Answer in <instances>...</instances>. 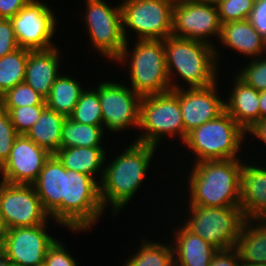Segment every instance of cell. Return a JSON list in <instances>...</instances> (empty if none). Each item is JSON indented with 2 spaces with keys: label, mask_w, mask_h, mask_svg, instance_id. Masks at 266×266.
<instances>
[{
  "label": "cell",
  "mask_w": 266,
  "mask_h": 266,
  "mask_svg": "<svg viewBox=\"0 0 266 266\" xmlns=\"http://www.w3.org/2000/svg\"><path fill=\"white\" fill-rule=\"evenodd\" d=\"M156 146L132 142L123 152L106 164L99 194L103 208L109 203L113 217L129 204L144 183ZM111 162V163H110Z\"/></svg>",
  "instance_id": "6da1fadb"
},
{
  "label": "cell",
  "mask_w": 266,
  "mask_h": 266,
  "mask_svg": "<svg viewBox=\"0 0 266 266\" xmlns=\"http://www.w3.org/2000/svg\"><path fill=\"white\" fill-rule=\"evenodd\" d=\"M163 41L171 90L208 87L217 82L220 70V50L217 47L173 35ZM176 76H180L176 79L181 78L186 85L175 81Z\"/></svg>",
  "instance_id": "7a4b0ae2"
},
{
  "label": "cell",
  "mask_w": 266,
  "mask_h": 266,
  "mask_svg": "<svg viewBox=\"0 0 266 266\" xmlns=\"http://www.w3.org/2000/svg\"><path fill=\"white\" fill-rule=\"evenodd\" d=\"M241 159L194 163L187 180L189 205L203 207L240 206Z\"/></svg>",
  "instance_id": "3957f363"
},
{
  "label": "cell",
  "mask_w": 266,
  "mask_h": 266,
  "mask_svg": "<svg viewBox=\"0 0 266 266\" xmlns=\"http://www.w3.org/2000/svg\"><path fill=\"white\" fill-rule=\"evenodd\" d=\"M129 43L125 42L123 51L114 61L119 65L128 63L130 88L141 97L171 91L164 41L136 40L132 52Z\"/></svg>",
  "instance_id": "277c9868"
},
{
  "label": "cell",
  "mask_w": 266,
  "mask_h": 266,
  "mask_svg": "<svg viewBox=\"0 0 266 266\" xmlns=\"http://www.w3.org/2000/svg\"><path fill=\"white\" fill-rule=\"evenodd\" d=\"M246 135V131L224 111L189 132L183 145L195 154V163L239 159Z\"/></svg>",
  "instance_id": "5b68a950"
},
{
  "label": "cell",
  "mask_w": 266,
  "mask_h": 266,
  "mask_svg": "<svg viewBox=\"0 0 266 266\" xmlns=\"http://www.w3.org/2000/svg\"><path fill=\"white\" fill-rule=\"evenodd\" d=\"M105 212L99 194V181L90 175L64 167L63 228L89 232Z\"/></svg>",
  "instance_id": "8992f818"
},
{
  "label": "cell",
  "mask_w": 266,
  "mask_h": 266,
  "mask_svg": "<svg viewBox=\"0 0 266 266\" xmlns=\"http://www.w3.org/2000/svg\"><path fill=\"white\" fill-rule=\"evenodd\" d=\"M138 128L141 135L135 137L136 142L158 147V143L166 140L167 136H179L183 143L185 129L179 97L172 90L142 97Z\"/></svg>",
  "instance_id": "52a82bcc"
},
{
  "label": "cell",
  "mask_w": 266,
  "mask_h": 266,
  "mask_svg": "<svg viewBox=\"0 0 266 266\" xmlns=\"http://www.w3.org/2000/svg\"><path fill=\"white\" fill-rule=\"evenodd\" d=\"M188 209L189 214L184 217L186 221L181 223L189 231L200 236L218 250H228L235 247L246 219L240 206L203 207L188 205Z\"/></svg>",
  "instance_id": "ba28073f"
},
{
  "label": "cell",
  "mask_w": 266,
  "mask_h": 266,
  "mask_svg": "<svg viewBox=\"0 0 266 266\" xmlns=\"http://www.w3.org/2000/svg\"><path fill=\"white\" fill-rule=\"evenodd\" d=\"M119 3L125 41H130V31L138 36L136 40H164L172 35L175 0H123Z\"/></svg>",
  "instance_id": "9c48e42d"
},
{
  "label": "cell",
  "mask_w": 266,
  "mask_h": 266,
  "mask_svg": "<svg viewBox=\"0 0 266 266\" xmlns=\"http://www.w3.org/2000/svg\"><path fill=\"white\" fill-rule=\"evenodd\" d=\"M85 1L86 12L83 17L92 48L113 63L126 42L122 30L121 6L116 4L111 7L104 0Z\"/></svg>",
  "instance_id": "30bf717a"
},
{
  "label": "cell",
  "mask_w": 266,
  "mask_h": 266,
  "mask_svg": "<svg viewBox=\"0 0 266 266\" xmlns=\"http://www.w3.org/2000/svg\"><path fill=\"white\" fill-rule=\"evenodd\" d=\"M221 30L222 22L215 4L175 0L172 17L173 36L205 42L216 47L211 37L220 39Z\"/></svg>",
  "instance_id": "8fae6325"
},
{
  "label": "cell",
  "mask_w": 266,
  "mask_h": 266,
  "mask_svg": "<svg viewBox=\"0 0 266 266\" xmlns=\"http://www.w3.org/2000/svg\"><path fill=\"white\" fill-rule=\"evenodd\" d=\"M43 1L30 0L11 18L17 42L31 51L56 47L51 41L56 33V16Z\"/></svg>",
  "instance_id": "7c38bea8"
},
{
  "label": "cell",
  "mask_w": 266,
  "mask_h": 266,
  "mask_svg": "<svg viewBox=\"0 0 266 266\" xmlns=\"http://www.w3.org/2000/svg\"><path fill=\"white\" fill-rule=\"evenodd\" d=\"M48 221L32 227L5 230L0 237V249L7 263L14 266H41L49 247L55 242L48 232Z\"/></svg>",
  "instance_id": "4fadbf2b"
},
{
  "label": "cell",
  "mask_w": 266,
  "mask_h": 266,
  "mask_svg": "<svg viewBox=\"0 0 266 266\" xmlns=\"http://www.w3.org/2000/svg\"><path fill=\"white\" fill-rule=\"evenodd\" d=\"M142 97L128 85L113 81L99 82L103 128L117 133L130 127L138 131Z\"/></svg>",
  "instance_id": "5bb4252c"
},
{
  "label": "cell",
  "mask_w": 266,
  "mask_h": 266,
  "mask_svg": "<svg viewBox=\"0 0 266 266\" xmlns=\"http://www.w3.org/2000/svg\"><path fill=\"white\" fill-rule=\"evenodd\" d=\"M0 209L5 230L45 224L50 218L33 185L0 181Z\"/></svg>",
  "instance_id": "9a60e30c"
},
{
  "label": "cell",
  "mask_w": 266,
  "mask_h": 266,
  "mask_svg": "<svg viewBox=\"0 0 266 266\" xmlns=\"http://www.w3.org/2000/svg\"><path fill=\"white\" fill-rule=\"evenodd\" d=\"M51 154L25 134L14 140L8 160L0 168L1 181L32 185Z\"/></svg>",
  "instance_id": "2e32d148"
},
{
  "label": "cell",
  "mask_w": 266,
  "mask_h": 266,
  "mask_svg": "<svg viewBox=\"0 0 266 266\" xmlns=\"http://www.w3.org/2000/svg\"><path fill=\"white\" fill-rule=\"evenodd\" d=\"M217 85L216 82L208 87L172 90L179 97L185 139L196 127L215 119L225 111V100L218 96Z\"/></svg>",
  "instance_id": "e0dca14e"
},
{
  "label": "cell",
  "mask_w": 266,
  "mask_h": 266,
  "mask_svg": "<svg viewBox=\"0 0 266 266\" xmlns=\"http://www.w3.org/2000/svg\"><path fill=\"white\" fill-rule=\"evenodd\" d=\"M44 210L57 226L63 225L64 166L54 155L46 160L36 181L32 184Z\"/></svg>",
  "instance_id": "ac0fdd59"
},
{
  "label": "cell",
  "mask_w": 266,
  "mask_h": 266,
  "mask_svg": "<svg viewBox=\"0 0 266 266\" xmlns=\"http://www.w3.org/2000/svg\"><path fill=\"white\" fill-rule=\"evenodd\" d=\"M264 167V164L243 161L240 172V208L246 219H266V167Z\"/></svg>",
  "instance_id": "d6986e66"
},
{
  "label": "cell",
  "mask_w": 266,
  "mask_h": 266,
  "mask_svg": "<svg viewBox=\"0 0 266 266\" xmlns=\"http://www.w3.org/2000/svg\"><path fill=\"white\" fill-rule=\"evenodd\" d=\"M60 57L57 46L48 50L30 51L28 54L24 82L44 99L60 75Z\"/></svg>",
  "instance_id": "ffe728a7"
},
{
  "label": "cell",
  "mask_w": 266,
  "mask_h": 266,
  "mask_svg": "<svg viewBox=\"0 0 266 266\" xmlns=\"http://www.w3.org/2000/svg\"><path fill=\"white\" fill-rule=\"evenodd\" d=\"M233 75V88L225 100V111L247 132L260 121V92Z\"/></svg>",
  "instance_id": "44dd1931"
},
{
  "label": "cell",
  "mask_w": 266,
  "mask_h": 266,
  "mask_svg": "<svg viewBox=\"0 0 266 266\" xmlns=\"http://www.w3.org/2000/svg\"><path fill=\"white\" fill-rule=\"evenodd\" d=\"M174 230L176 231L172 232V239L175 238V242H171L174 263L177 266H209L218 249L189 231L183 224H179Z\"/></svg>",
  "instance_id": "7402d4cb"
},
{
  "label": "cell",
  "mask_w": 266,
  "mask_h": 266,
  "mask_svg": "<svg viewBox=\"0 0 266 266\" xmlns=\"http://www.w3.org/2000/svg\"><path fill=\"white\" fill-rule=\"evenodd\" d=\"M219 42L226 48L246 57L258 58L266 54V39L247 19L222 24ZM264 52V54H263Z\"/></svg>",
  "instance_id": "603a6c76"
},
{
  "label": "cell",
  "mask_w": 266,
  "mask_h": 266,
  "mask_svg": "<svg viewBox=\"0 0 266 266\" xmlns=\"http://www.w3.org/2000/svg\"><path fill=\"white\" fill-rule=\"evenodd\" d=\"M234 249L245 264L266 265V219H245Z\"/></svg>",
  "instance_id": "cb8c5ba5"
},
{
  "label": "cell",
  "mask_w": 266,
  "mask_h": 266,
  "mask_svg": "<svg viewBox=\"0 0 266 266\" xmlns=\"http://www.w3.org/2000/svg\"><path fill=\"white\" fill-rule=\"evenodd\" d=\"M54 155L67 170L90 175L95 180L97 174L101 181L108 154L103 147H69L60 148Z\"/></svg>",
  "instance_id": "d4e9b609"
},
{
  "label": "cell",
  "mask_w": 266,
  "mask_h": 266,
  "mask_svg": "<svg viewBox=\"0 0 266 266\" xmlns=\"http://www.w3.org/2000/svg\"><path fill=\"white\" fill-rule=\"evenodd\" d=\"M65 119L64 115L46 107L37 122L25 135L50 154H55L60 149L61 132Z\"/></svg>",
  "instance_id": "484cf974"
},
{
  "label": "cell",
  "mask_w": 266,
  "mask_h": 266,
  "mask_svg": "<svg viewBox=\"0 0 266 266\" xmlns=\"http://www.w3.org/2000/svg\"><path fill=\"white\" fill-rule=\"evenodd\" d=\"M84 90L74 77L60 74L51 87L50 94L45 99L49 109L69 117L73 112L80 95Z\"/></svg>",
  "instance_id": "4316f807"
},
{
  "label": "cell",
  "mask_w": 266,
  "mask_h": 266,
  "mask_svg": "<svg viewBox=\"0 0 266 266\" xmlns=\"http://www.w3.org/2000/svg\"><path fill=\"white\" fill-rule=\"evenodd\" d=\"M105 134L103 126L81 124L66 117L61 132L60 148L102 147Z\"/></svg>",
  "instance_id": "83f0119b"
},
{
  "label": "cell",
  "mask_w": 266,
  "mask_h": 266,
  "mask_svg": "<svg viewBox=\"0 0 266 266\" xmlns=\"http://www.w3.org/2000/svg\"><path fill=\"white\" fill-rule=\"evenodd\" d=\"M138 251L126 259L122 266H171L174 250L171 243L142 239Z\"/></svg>",
  "instance_id": "f1b7e54d"
},
{
  "label": "cell",
  "mask_w": 266,
  "mask_h": 266,
  "mask_svg": "<svg viewBox=\"0 0 266 266\" xmlns=\"http://www.w3.org/2000/svg\"><path fill=\"white\" fill-rule=\"evenodd\" d=\"M31 50L19 47L0 58V96L24 82L28 54Z\"/></svg>",
  "instance_id": "f546056e"
},
{
  "label": "cell",
  "mask_w": 266,
  "mask_h": 266,
  "mask_svg": "<svg viewBox=\"0 0 266 266\" xmlns=\"http://www.w3.org/2000/svg\"><path fill=\"white\" fill-rule=\"evenodd\" d=\"M70 119L87 125L103 126L101 104L99 100V85L97 88H85L77 102Z\"/></svg>",
  "instance_id": "4dcf8cb0"
},
{
  "label": "cell",
  "mask_w": 266,
  "mask_h": 266,
  "mask_svg": "<svg viewBox=\"0 0 266 266\" xmlns=\"http://www.w3.org/2000/svg\"><path fill=\"white\" fill-rule=\"evenodd\" d=\"M4 108L46 105L45 99L25 82L19 83L2 95Z\"/></svg>",
  "instance_id": "1f68e13d"
},
{
  "label": "cell",
  "mask_w": 266,
  "mask_h": 266,
  "mask_svg": "<svg viewBox=\"0 0 266 266\" xmlns=\"http://www.w3.org/2000/svg\"><path fill=\"white\" fill-rule=\"evenodd\" d=\"M255 0H220L216 6L223 23L249 19Z\"/></svg>",
  "instance_id": "d6a6232c"
},
{
  "label": "cell",
  "mask_w": 266,
  "mask_h": 266,
  "mask_svg": "<svg viewBox=\"0 0 266 266\" xmlns=\"http://www.w3.org/2000/svg\"><path fill=\"white\" fill-rule=\"evenodd\" d=\"M258 58H249V63L240 68V71L235 74L244 81L247 85L253 87L258 92L266 90V56Z\"/></svg>",
  "instance_id": "836d02e7"
},
{
  "label": "cell",
  "mask_w": 266,
  "mask_h": 266,
  "mask_svg": "<svg viewBox=\"0 0 266 266\" xmlns=\"http://www.w3.org/2000/svg\"><path fill=\"white\" fill-rule=\"evenodd\" d=\"M46 107L47 105H32L18 108H4V111L8 112L17 133L26 134L34 123L37 122Z\"/></svg>",
  "instance_id": "e575fe53"
},
{
  "label": "cell",
  "mask_w": 266,
  "mask_h": 266,
  "mask_svg": "<svg viewBox=\"0 0 266 266\" xmlns=\"http://www.w3.org/2000/svg\"><path fill=\"white\" fill-rule=\"evenodd\" d=\"M19 134L7 111L0 114V168L8 160L14 140Z\"/></svg>",
  "instance_id": "d590c367"
},
{
  "label": "cell",
  "mask_w": 266,
  "mask_h": 266,
  "mask_svg": "<svg viewBox=\"0 0 266 266\" xmlns=\"http://www.w3.org/2000/svg\"><path fill=\"white\" fill-rule=\"evenodd\" d=\"M45 266H78L77 259L72 257L65 244L58 239L49 247L45 259Z\"/></svg>",
  "instance_id": "8d00e7d4"
},
{
  "label": "cell",
  "mask_w": 266,
  "mask_h": 266,
  "mask_svg": "<svg viewBox=\"0 0 266 266\" xmlns=\"http://www.w3.org/2000/svg\"><path fill=\"white\" fill-rule=\"evenodd\" d=\"M19 47L11 19L0 18V58Z\"/></svg>",
  "instance_id": "74e56055"
},
{
  "label": "cell",
  "mask_w": 266,
  "mask_h": 266,
  "mask_svg": "<svg viewBox=\"0 0 266 266\" xmlns=\"http://www.w3.org/2000/svg\"><path fill=\"white\" fill-rule=\"evenodd\" d=\"M253 27L266 39V0H255L252 14L248 19Z\"/></svg>",
  "instance_id": "f35d334b"
},
{
  "label": "cell",
  "mask_w": 266,
  "mask_h": 266,
  "mask_svg": "<svg viewBox=\"0 0 266 266\" xmlns=\"http://www.w3.org/2000/svg\"><path fill=\"white\" fill-rule=\"evenodd\" d=\"M241 260L234 248L218 250L209 266H241Z\"/></svg>",
  "instance_id": "ab89813d"
},
{
  "label": "cell",
  "mask_w": 266,
  "mask_h": 266,
  "mask_svg": "<svg viewBox=\"0 0 266 266\" xmlns=\"http://www.w3.org/2000/svg\"><path fill=\"white\" fill-rule=\"evenodd\" d=\"M30 0H0V18L11 19Z\"/></svg>",
  "instance_id": "60d3db41"
},
{
  "label": "cell",
  "mask_w": 266,
  "mask_h": 266,
  "mask_svg": "<svg viewBox=\"0 0 266 266\" xmlns=\"http://www.w3.org/2000/svg\"><path fill=\"white\" fill-rule=\"evenodd\" d=\"M246 134L254 136L253 138L259 139V142H263V144L266 145V119H261L253 125Z\"/></svg>",
  "instance_id": "b9f144b4"
},
{
  "label": "cell",
  "mask_w": 266,
  "mask_h": 266,
  "mask_svg": "<svg viewBox=\"0 0 266 266\" xmlns=\"http://www.w3.org/2000/svg\"><path fill=\"white\" fill-rule=\"evenodd\" d=\"M260 120L266 119V90L259 95Z\"/></svg>",
  "instance_id": "7bdbcfd3"
},
{
  "label": "cell",
  "mask_w": 266,
  "mask_h": 266,
  "mask_svg": "<svg viewBox=\"0 0 266 266\" xmlns=\"http://www.w3.org/2000/svg\"><path fill=\"white\" fill-rule=\"evenodd\" d=\"M7 263V259L3 253V251L0 249V266H6Z\"/></svg>",
  "instance_id": "ee69618b"
},
{
  "label": "cell",
  "mask_w": 266,
  "mask_h": 266,
  "mask_svg": "<svg viewBox=\"0 0 266 266\" xmlns=\"http://www.w3.org/2000/svg\"><path fill=\"white\" fill-rule=\"evenodd\" d=\"M4 231H5V226L0 209V237L3 235Z\"/></svg>",
  "instance_id": "f6af8a7d"
},
{
  "label": "cell",
  "mask_w": 266,
  "mask_h": 266,
  "mask_svg": "<svg viewBox=\"0 0 266 266\" xmlns=\"http://www.w3.org/2000/svg\"><path fill=\"white\" fill-rule=\"evenodd\" d=\"M197 2H203V3H210V4H217L220 0H194Z\"/></svg>",
  "instance_id": "bcb514c9"
},
{
  "label": "cell",
  "mask_w": 266,
  "mask_h": 266,
  "mask_svg": "<svg viewBox=\"0 0 266 266\" xmlns=\"http://www.w3.org/2000/svg\"><path fill=\"white\" fill-rule=\"evenodd\" d=\"M4 111V107H3V99L2 96H0V114Z\"/></svg>",
  "instance_id": "7dc6e473"
},
{
  "label": "cell",
  "mask_w": 266,
  "mask_h": 266,
  "mask_svg": "<svg viewBox=\"0 0 266 266\" xmlns=\"http://www.w3.org/2000/svg\"><path fill=\"white\" fill-rule=\"evenodd\" d=\"M241 266H266V265H264V264H259V265H257V264H245L242 262Z\"/></svg>",
  "instance_id": "c3c4849f"
}]
</instances>
